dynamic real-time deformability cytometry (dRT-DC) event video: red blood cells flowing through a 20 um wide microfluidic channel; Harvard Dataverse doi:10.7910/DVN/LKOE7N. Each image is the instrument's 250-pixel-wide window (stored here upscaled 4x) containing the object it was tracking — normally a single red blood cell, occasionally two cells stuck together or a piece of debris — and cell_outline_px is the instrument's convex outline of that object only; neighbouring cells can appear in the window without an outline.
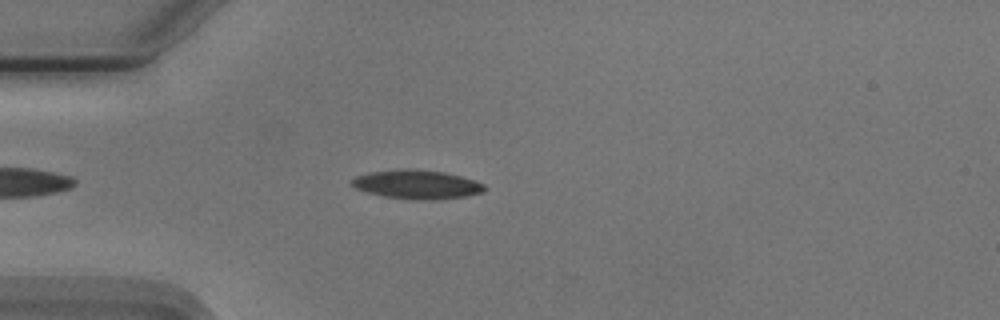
{"species": "Egyptian fruit bat (a non-hibernating species)", "species_latin": "Rousettus aegyptiacus", "temperature_condition": "cold", "stored_images_in_passage": 47, "camera_frame_rate_fps": 3000, "um_per_image_px": 0.085, "animal": {"sex": "male"}, "frame": {"image": 1, "passage_image": 8, "time_ms": 2.333, "image_size_px": [1000, 320], "cell_outline_px": [[484, 192], [468, 196], [444, 200], [412, 200], [384, 196], [368, 192], [356, 188], [352, 184], [352, 180], [356, 176], [368, 172], [408, 168], [444, 172], [460, 176], [484, 184]], "centroid_in_image_um": [35.46, 15.69], "position_along_channel_um": 49.5, "area_um2": 22.43}}
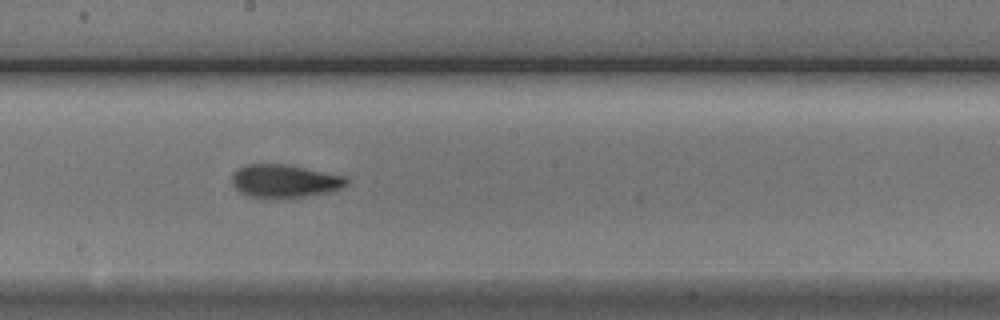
{"frame": {"image": 2, "passage_image": 23, "time_ms": 7.333, "image_size_px": [1000, 320], "cell_outline_px": [[348, 184], [344, 188], [328, 192], [304, 196], [268, 200], [248, 196], [240, 192], [232, 184], [232, 176], [240, 168], [248, 164], [284, 164], [344, 176], [348, 180]], "centroid_in_image_um": [24.18, 15.42], "position_along_channel_um": 224.0, "area_um2": 22.14}}
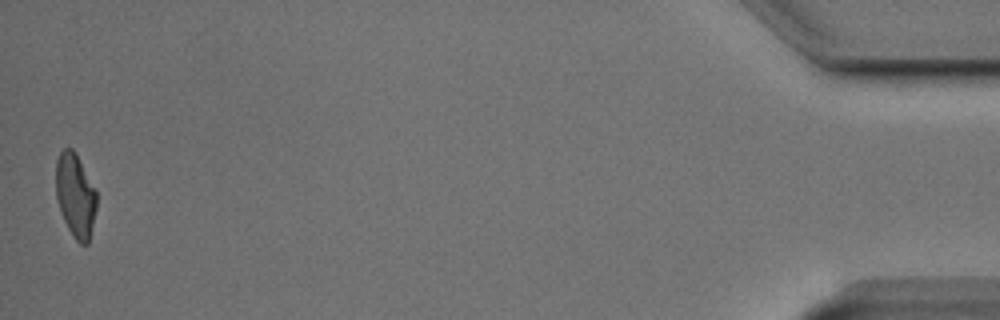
{"frame": {"image": 3, "passage_image": 47, "time_ms": 15.333, "image_size_px": [1000, 320], "cell_outline_px": [[96, 208], [88, 244], [80, 244], [72, 236], [60, 212], [56, 196], [56, 160], [60, 152], [64, 148], [72, 148], [76, 152], [96, 192]], "centroid_in_image_um": [6.39, 16.6], "position_along_channel_um": 428.8, "area_um2": 19.77}, "authors_computed_cell_mechanics": {"area_um2": 21.1548, "velocity_mm_per_s": 3.7525, "shape_relaxation_time_tau1_ms": 5.0229, "shape_relaxation_time_tau2_ms": 2.1001, "deformation_change_tau1": 0.163, "deformation_change_tau2": 0.0892}}